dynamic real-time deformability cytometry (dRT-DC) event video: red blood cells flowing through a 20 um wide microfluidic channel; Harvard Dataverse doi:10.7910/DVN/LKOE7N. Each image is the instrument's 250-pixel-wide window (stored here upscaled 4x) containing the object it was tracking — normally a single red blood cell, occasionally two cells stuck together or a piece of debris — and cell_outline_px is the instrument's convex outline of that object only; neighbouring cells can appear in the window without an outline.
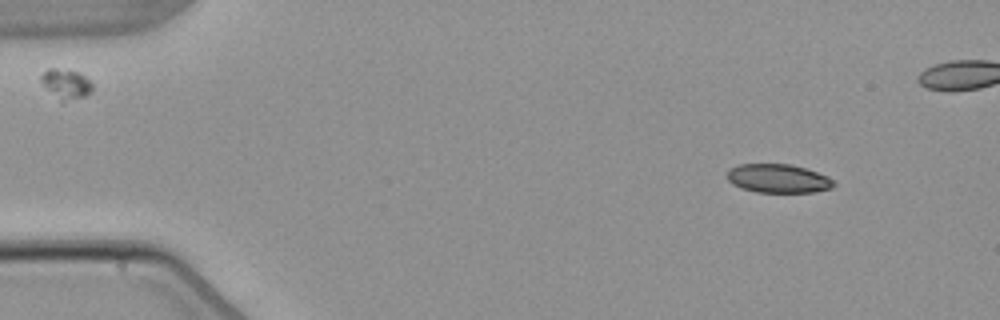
{"species": "common noctule bat (a hibernating species)", "species_latin": "Nyctalus noctula", "temperature_condition": "warm", "stored_images_in_passage": 4, "camera_frame_rate_fps": 3000, "um_per_image_px": 0.085, "animal": {"sex": "male", "body_mass_g": 21.5, "forearm_length_mm": 52.0}, "frame": {"image": 1, "passage_image": 1, "time_ms": 0.0, "image_size_px": [1000, 320], "cell_outline_px": [[836, 184], [832, 188], [816, 192], [756, 192], [732, 184], [728, 180], [728, 168], [740, 164], [792, 164], [828, 176]], "centroid_in_image_um": [66.15, 15.17], "position_along_channel_um": 18.8, "area_um2": 17.8}}